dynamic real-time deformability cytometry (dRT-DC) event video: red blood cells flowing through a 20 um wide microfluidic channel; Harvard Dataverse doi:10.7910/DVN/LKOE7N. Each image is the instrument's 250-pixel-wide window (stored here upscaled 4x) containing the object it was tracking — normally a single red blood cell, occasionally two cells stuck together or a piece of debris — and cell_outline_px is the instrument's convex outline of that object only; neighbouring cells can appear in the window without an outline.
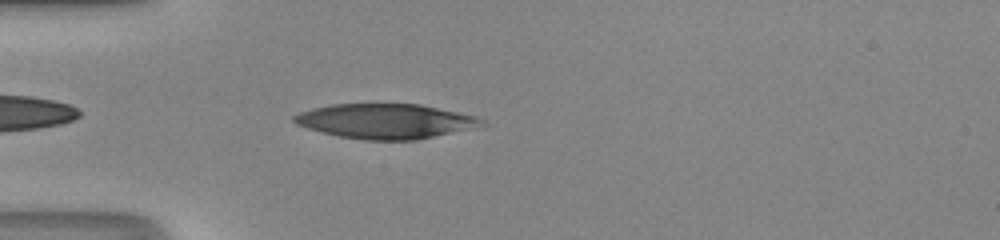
{"species": "human", "species_latin": "Homo sapiens", "temperature_condition": "room temperature", "stored_images_in_passage": 34, "camera_frame_rate_fps": 3000, "um_per_image_px": 0.085, "donor": {"sex": "male"}, "frame": {"image": 1, "passage_image": 2, "time_ms": 0.333, "image_size_px": [1000, 240], "cell_outline_px": [[484, 124], [472, 128], [416, 140], [364, 140], [340, 136], [308, 128], [296, 124], [292, 120], [292, 116], [300, 112], [312, 108], [332, 104], [420, 104], [476, 116], [484, 120]], "centroid_in_image_um": [32.75, 10.29], "position_along_channel_um": 52.3, "area_um2": 37.74}}
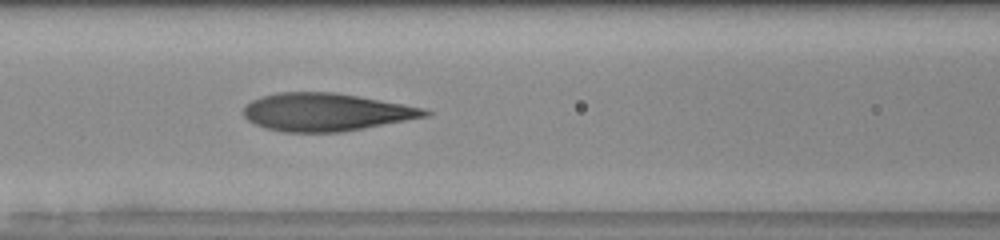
{"frame": {"image": 2, "passage_image": 9, "time_ms": 2.667, "image_size_px": [1000, 240], "cell_outline_px": [[432, 112], [428, 116], [364, 128], [340, 132], [284, 132], [268, 128], [256, 124], [248, 120], [244, 116], [244, 108], [252, 100], [260, 96], [276, 92], [336, 92], [424, 108]], "centroid_in_image_um": [27.69, 9.52], "position_along_channel_um": 138.9, "area_um2": 39.71}}
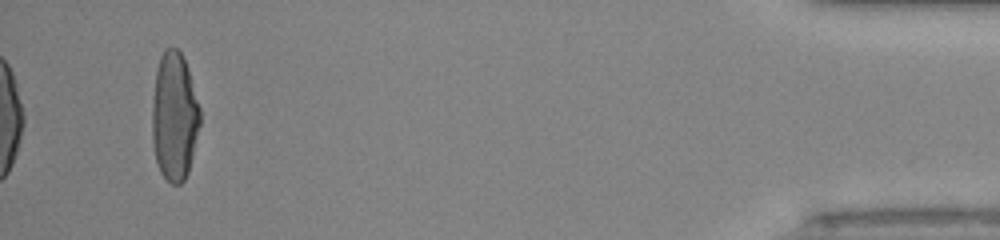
{"frame": {"image": 3, "passage_image": 34, "time_ms": 11.0, "image_size_px": [1000, 240], "cell_outline_px": [[200, 124], [188, 172], [184, 180], [180, 184], [172, 184], [160, 172], [156, 160], [152, 144], [152, 100], [156, 68], [160, 56], [164, 48], [176, 48], [180, 52], [188, 68], [200, 108]], "centroid_in_image_um": [14.8, 9.89], "position_along_channel_um": 420.4, "area_um2": 36.01}, "authors_computed_cell_mechanics": {"area_um2": 39.6508, "velocity_mm_per_s": 4.2771, "shape_relaxation_time_tau1_ms": 5.8312, "shape_relaxation_time_tau2_ms": 1.0646, "deformation_change_tau1": 0.2558, "deformation_change_tau2": 0.0993}}